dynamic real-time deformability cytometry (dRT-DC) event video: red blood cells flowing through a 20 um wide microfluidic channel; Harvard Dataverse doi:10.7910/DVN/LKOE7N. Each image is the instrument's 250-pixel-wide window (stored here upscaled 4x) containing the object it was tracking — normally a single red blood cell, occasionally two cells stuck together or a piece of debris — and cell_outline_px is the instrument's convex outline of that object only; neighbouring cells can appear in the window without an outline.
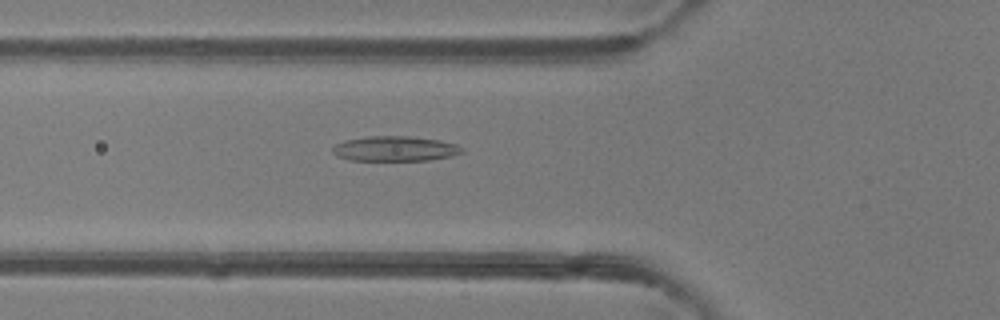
{"species": "common noctule bat (a hibernating species)", "species_latin": "Nyctalus noctula", "temperature_condition": "room temperature", "stored_images_in_passage": 37, "camera_frame_rate_fps": 3000, "um_per_image_px": 0.085, "animal": {"sex": "female"}, "frame": {"image": 1, "passage_image": 5, "time_ms": 1.333, "image_size_px": [1000, 320], "cell_outline_px": [[464, 152], [452, 156], [428, 160], [348, 160], [336, 156], [332, 152], [332, 148], [336, 144], [344, 140], [368, 136], [408, 136], [440, 140], [456, 144], [464, 148]], "centroid_in_image_um": [33.57, 12.63], "position_along_channel_um": 92.2, "area_um2": 18.96}}
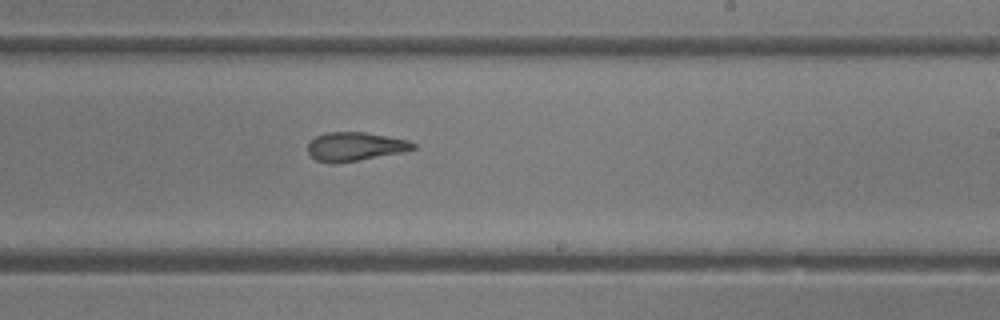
{"frame": {"image": 2, "passage_image": 17, "time_ms": 5.333, "image_size_px": [1000, 320], "cell_outline_px": [[416, 148], [404, 152], [332, 164], [316, 160], [308, 152], [308, 144], [316, 136], [324, 132], [364, 132], [408, 140], [416, 144]], "centroid_in_image_um": [30.18, 12.45], "position_along_channel_um": 258.8, "area_um2": 17.51}}
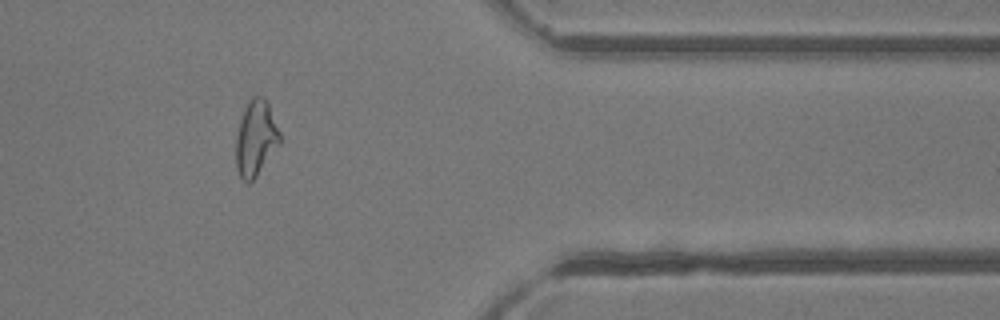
{"frame": {"image": 3, "passage_image": 28, "time_ms": 9.0, "image_size_px": [1000, 320], "cell_outline_px": [[280, 144], [256, 176], [248, 184], [240, 176], [236, 168], [236, 136], [240, 120], [248, 100], [252, 96], [264, 96], [268, 104], [280, 132]], "centroid_in_image_um": [21.74, 11.74], "position_along_channel_um": 389.7, "area_um2": 19.19}, "authors_computed_cell_mechanics": {"area_um2": 18.3804, "velocity_mm_per_s": 4.1561, "shape_relaxation_time_tau1_ms": 6.4395, "shape_relaxation_time_tau2_ms": 1.577, "deformation_change_tau1": 0.2156, "deformation_change_tau2": 0.0939}}